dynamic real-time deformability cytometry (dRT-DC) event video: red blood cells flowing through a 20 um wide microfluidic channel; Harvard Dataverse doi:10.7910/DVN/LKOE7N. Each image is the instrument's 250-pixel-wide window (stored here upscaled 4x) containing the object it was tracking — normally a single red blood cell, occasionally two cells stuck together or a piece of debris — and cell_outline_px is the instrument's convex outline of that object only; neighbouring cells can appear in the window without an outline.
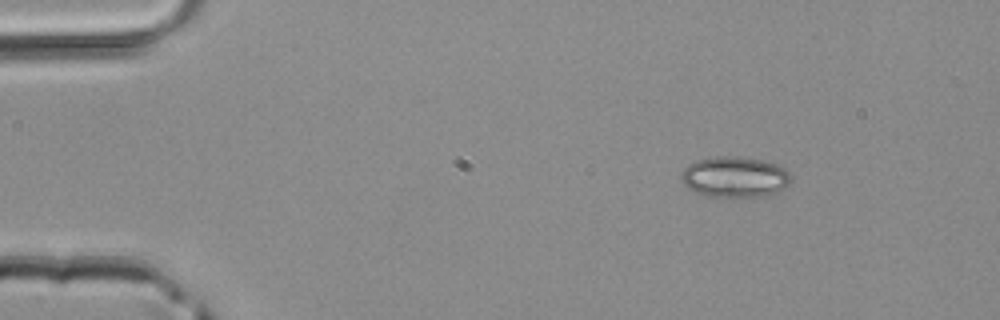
{"species": "common noctule bat (a hibernating species)", "species_latin": "Nyctalus noctula", "temperature_condition": "room temperature", "stored_images_in_passage": 3, "camera_frame_rate_fps": 3000, "um_per_image_px": 0.085, "animal": {"sex": "male", "body_mass_g": 20.4}, "frame": {"image": 1, "passage_image": 1, "time_ms": 0.0, "image_size_px": [1000, 320], "cell_outline_px": [[792, 180], [784, 188], [776, 192], [764, 196], [732, 200], [728, 200], [708, 196], [696, 192], [688, 188], [680, 180], [680, 176], [684, 168], [688, 164], [696, 160], [716, 156], [740, 156], [764, 160], [776, 164], [784, 168], [788, 172]], "centroid_in_image_um": [62.44, 15.08], "position_along_channel_um": 22.6, "area_um2": 26.99}}